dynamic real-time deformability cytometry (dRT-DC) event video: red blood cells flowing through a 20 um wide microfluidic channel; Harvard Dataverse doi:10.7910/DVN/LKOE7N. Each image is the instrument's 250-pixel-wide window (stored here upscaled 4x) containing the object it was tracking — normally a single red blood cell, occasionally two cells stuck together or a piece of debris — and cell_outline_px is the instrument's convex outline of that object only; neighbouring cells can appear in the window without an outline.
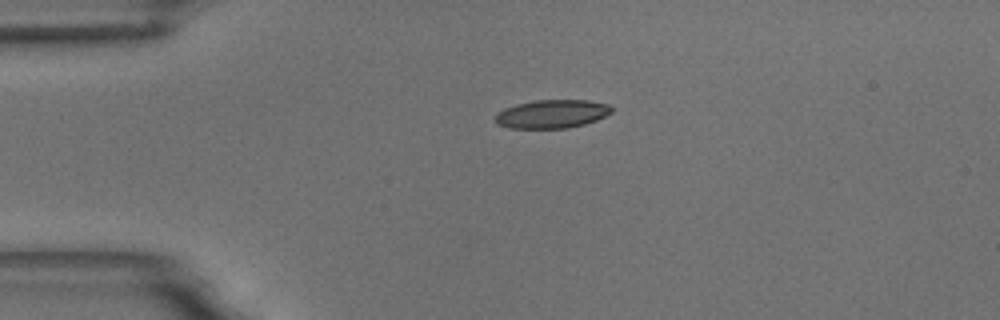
{"species": "common noctule bat (a hibernating species)", "species_latin": "Nyctalus noctula", "temperature_condition": "room temperature", "stored_images_in_passage": 46, "camera_frame_rate_fps": 3000, "um_per_image_px": 0.085, "animal": {"sex": "male", "body_mass_g": 18.8}, "frame": {"image": 1, "passage_image": 1, "time_ms": 0.0, "image_size_px": [1000, 320], "cell_outline_px": [[612, 112], [596, 120], [584, 124], [568, 128], [508, 128], [496, 124], [496, 112], [504, 108], [516, 104], [536, 100], [588, 100], [608, 104], [612, 108]], "centroid_in_image_um": [46.89, 9.68], "position_along_channel_um": 38.1, "area_um2": 19.31}}
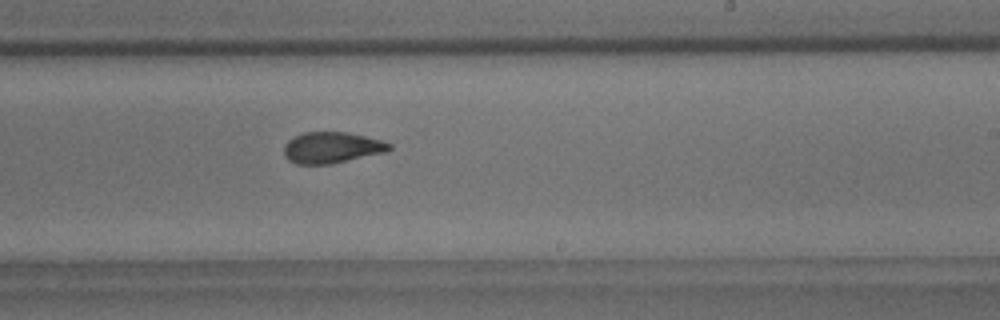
{"frame": {"image": 2, "passage_image": 23, "time_ms": 7.333, "image_size_px": [1000, 320], "cell_outline_px": [[392, 148], [388, 152], [332, 164], [296, 164], [288, 160], [284, 156], [284, 144], [292, 136], [304, 132], [348, 132], [384, 140], [392, 144]], "centroid_in_image_um": [28.23, 12.54], "position_along_channel_um": 260.8, "area_um2": 19.59}}
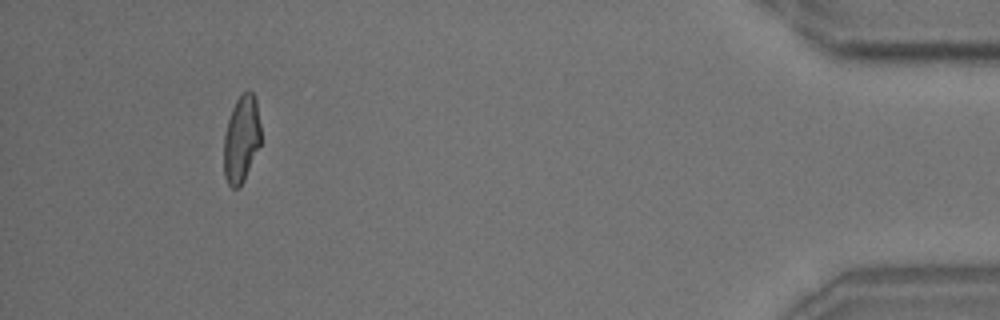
{"frame": {"image": 3, "passage_image": 42, "time_ms": 13.667, "image_size_px": [1000, 320], "cell_outline_px": [[260, 144], [244, 180], [240, 188], [232, 188], [228, 184], [224, 176], [224, 136], [228, 120], [232, 108], [236, 100], [248, 88], [252, 92], [256, 100], [260, 124]], "centroid_in_image_um": [20.51, 11.82], "position_along_channel_um": 414.7, "area_um2": 18.73}, "authors_computed_cell_mechanics": {"area_um2": 19.6231, "velocity_mm_per_s": 3.4525, "shape_relaxation_time_tau1_ms": 4.5577, "shape_relaxation_time_tau2_ms": 1.9343, "deformation_change_tau1": 0.169, "deformation_change_tau2": 0.0927}}